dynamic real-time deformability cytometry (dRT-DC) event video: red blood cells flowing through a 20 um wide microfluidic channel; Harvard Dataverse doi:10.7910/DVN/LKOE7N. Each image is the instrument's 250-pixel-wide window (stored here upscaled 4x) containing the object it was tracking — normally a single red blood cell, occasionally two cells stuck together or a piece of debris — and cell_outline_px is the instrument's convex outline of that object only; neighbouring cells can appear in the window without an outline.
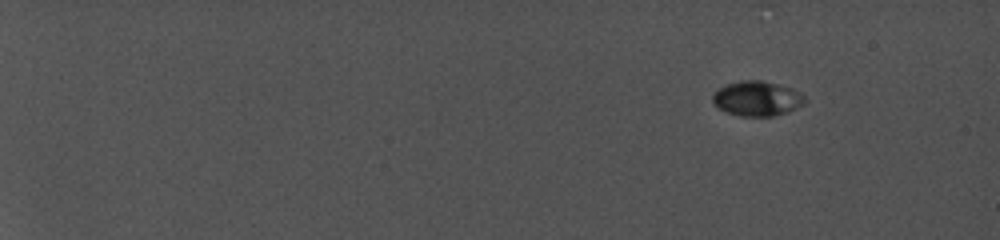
{"species": "common noctule bat (a hibernating species)", "species_latin": "Nyctalus noctula", "temperature_condition": "cold", "stored_images_in_passage": 39, "camera_frame_rate_fps": 5000, "um_per_image_px": 0.085, "animal": {"sex": "female", "body_mass_g": 19.0, "forearm_length_mm": 56.7}, "frame": {"image": 1, "passage_image": 1, "time_ms": 0.0, "image_size_px": [1000, 240], "cell_outline_px": [[808, 100], [804, 104], [788, 112], [772, 116], [740, 116], [724, 112], [716, 108], [712, 104], [712, 92], [716, 88], [728, 84], [744, 80], [760, 80], [780, 84], [792, 88], [808, 96]], "centroid_in_image_um": [64.34, 8.38], "position_along_channel_um": 20.7, "area_um2": 19.31}}
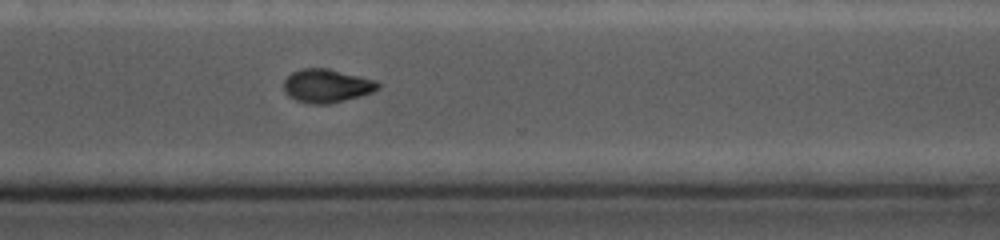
{"frame": {"image": 2, "passage_image": 32, "time_ms": 13.8, "image_size_px": [1000, 240], "cell_outline_px": [[376, 88], [368, 92], [332, 104], [312, 104], [296, 100], [284, 88], [284, 84], [288, 76], [296, 72], [308, 68], [324, 68], [364, 80], [376, 84]], "centroid_in_image_um": [27.62, 7.33], "position_along_channel_um": 343.0, "area_um2": 16.65}}
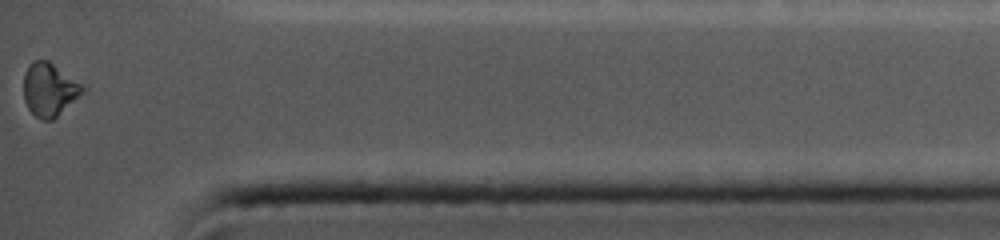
{"frame": {"image": 3, "passage_image": 39, "time_ms": 16.2, "image_size_px": [1000, 240], "cell_outline_px": [[84, 88], [52, 120], [40, 120], [28, 108], [24, 100], [24, 76], [28, 68], [36, 60], [48, 60], [80, 84]], "centroid_in_image_um": [4.12, 7.62], "position_along_channel_um": 431.1, "area_um2": 17.22}, "authors_computed_cell_mechanics": {"area_um2": 17.918, "velocity_mm_per_s": 3.8957, "shape_relaxation_time_tau1_ms": 4.6328, "shape_relaxation_time_tau2_ms": 1.8602, "deformation_change_tau1": 0.1494, "deformation_change_tau2": 0.0421}}